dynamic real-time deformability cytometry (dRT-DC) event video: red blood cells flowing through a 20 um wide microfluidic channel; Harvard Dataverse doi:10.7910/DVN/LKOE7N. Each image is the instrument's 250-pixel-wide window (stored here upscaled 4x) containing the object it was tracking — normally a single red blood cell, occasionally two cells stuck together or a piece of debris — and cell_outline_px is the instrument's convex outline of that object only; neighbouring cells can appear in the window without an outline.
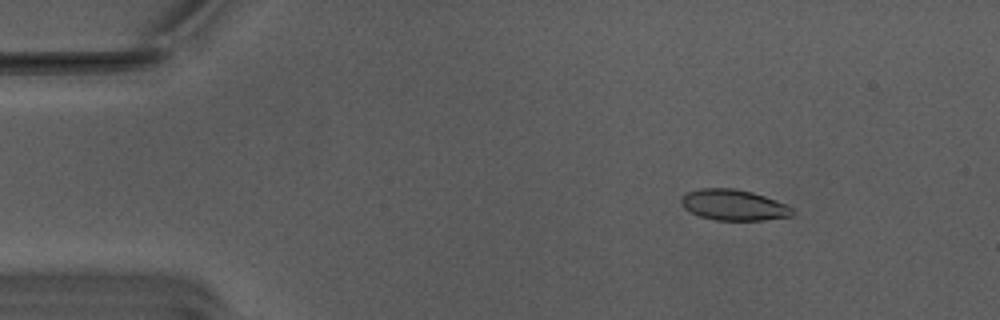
{"species": "Egyptian fruit bat (a non-hibernating species)", "species_latin": "Rousettus aegyptiacus", "temperature_condition": "warm", "stored_images_in_passage": 55, "camera_frame_rate_fps": 3000, "um_per_image_px": 0.085, "animal": {"sex": "male"}, "frame": {"image": 1, "passage_image": 8, "time_ms": 2.333, "image_size_px": [1000, 320], "cell_outline_px": [[792, 216], [764, 220], [716, 220], [700, 216], [684, 208], [680, 204], [680, 200], [688, 192], [700, 188], [732, 188], [752, 192], [788, 204], [792, 208]], "centroid_in_image_um": [62.37, 17.42], "position_along_channel_um": 22.6, "area_um2": 19.88}}
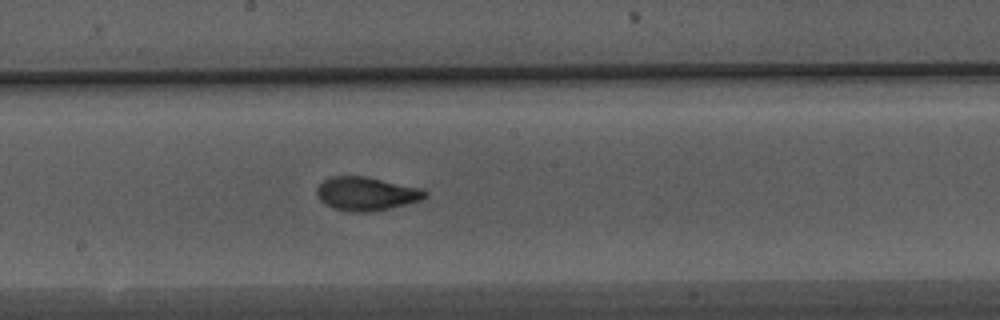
{"frame": {"image": 2, "passage_image": 30, "time_ms": 9.667, "image_size_px": [1000, 320], "cell_outline_px": [[428, 196], [420, 200], [372, 212], [348, 212], [332, 208], [324, 204], [320, 200], [316, 192], [316, 188], [324, 180], [332, 176], [364, 176], [424, 188], [428, 192]], "centroid_in_image_um": [31.14, 16.47], "position_along_channel_um": 217.1, "area_um2": 21.33}}
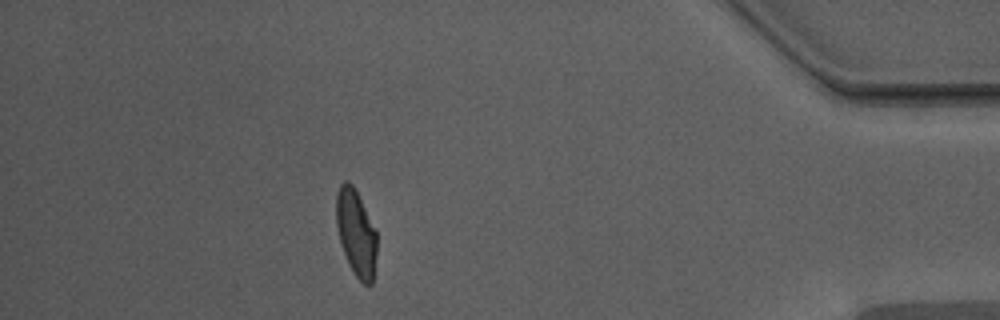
{"frame": {"image": 3, "passage_image": 49, "time_ms": 16.0, "image_size_px": [1000, 320], "cell_outline_px": [[376, 256], [372, 284], [364, 284], [356, 276], [348, 264], [340, 240], [336, 224], [336, 196], [340, 184], [344, 180], [352, 184], [376, 232]], "centroid_in_image_um": [30.25, 19.81], "position_along_channel_um": 405.0, "area_um2": 19.94}, "authors_computed_cell_mechanics": {"area_um2": 20.4612, "velocity_mm_per_s": 3.7657, "shape_relaxation_time_tau1_ms": 4.2125, "shape_relaxation_time_tau2_ms": 0.7434, "deformation_change_tau1": 0.1762, "deformation_change_tau2": 0.0555}}